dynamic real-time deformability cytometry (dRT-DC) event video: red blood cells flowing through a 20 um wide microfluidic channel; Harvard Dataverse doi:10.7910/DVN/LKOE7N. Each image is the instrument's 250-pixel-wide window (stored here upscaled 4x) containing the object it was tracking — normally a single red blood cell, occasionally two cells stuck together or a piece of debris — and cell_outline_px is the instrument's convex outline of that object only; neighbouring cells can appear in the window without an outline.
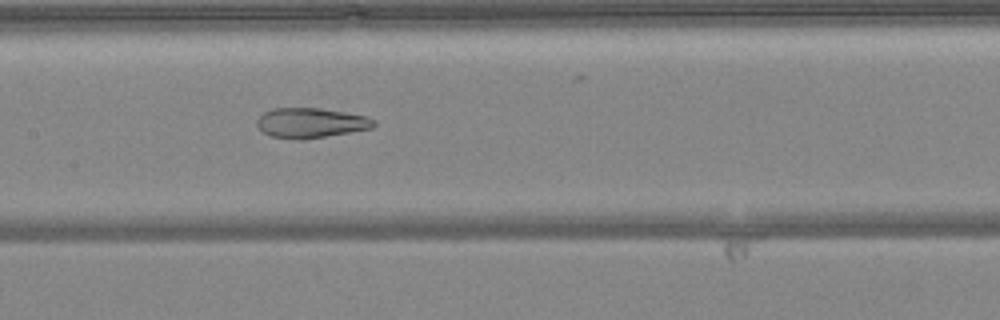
{"species": "common noctule bat (a hibernating species)", "species_latin": "Nyctalus noctula", "temperature_condition": "warm", "stored_images_in_passage": 49, "camera_frame_rate_fps": 3000, "um_per_image_px": 0.085, "animal": {"sex": "female", "body_mass_g": 24.6, "forearm_length_mm": 56.2}, "frame": {"image": 1, "passage_image": 24, "time_ms": 7.667, "image_size_px": [1000, 320], "cell_outline_px": [[376, 124], [372, 128], [300, 140], [272, 136], [264, 132], [256, 124], [256, 120], [264, 112], [272, 108], [320, 108], [368, 116], [376, 120]], "centroid_in_image_um": [26.42, 10.43], "position_along_channel_um": 181.0, "area_um2": 20.23}}
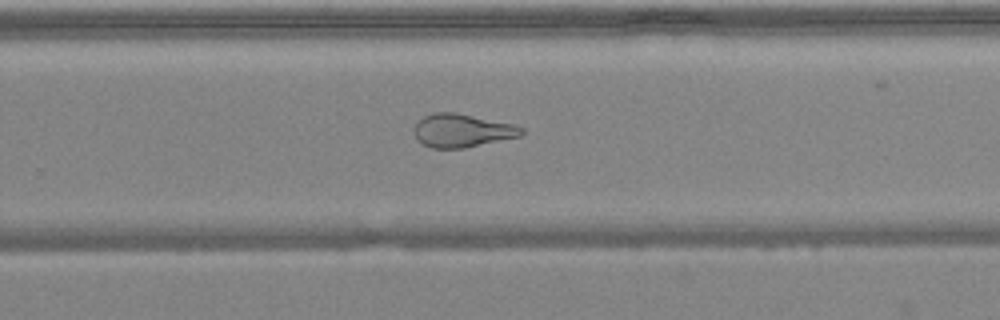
{"frame": {"image": 2, "passage_image": 32, "time_ms": 10.333, "image_size_px": [1000, 320], "cell_outline_px": [[524, 132], [520, 136], [464, 148], [432, 148], [416, 140], [416, 124], [424, 116], [432, 112], [452, 112], [516, 124], [524, 128]], "centroid_in_image_um": [39.31, 11.09], "position_along_channel_um": 290.5, "area_um2": 20.63}}
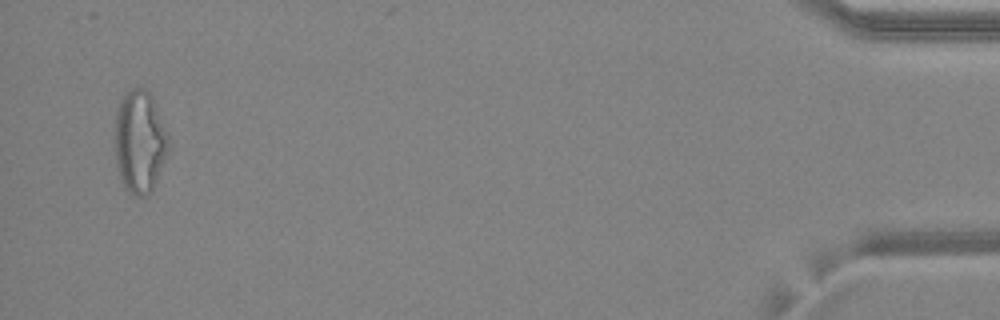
{"frame": {"image": 3, "passage_image": 48, "time_ms": 15.667, "image_size_px": [1000, 320], "cell_outline_px": [[168, 152], [156, 184], [152, 192], [148, 196], [136, 196], [128, 192], [124, 188], [120, 180], [116, 164], [116, 108], [124, 92], [128, 88], [148, 88], [152, 96], [168, 136]], "centroid_in_image_um": [11.87, 12.06], "position_along_channel_um": 423.3, "area_um2": 32.43}, "authors_computed_cell_mechanics": {"area_um2": 26.1834, "velocity_mm_per_s": 4.124, "shape_relaxation_time_tau1_ms": null, "shape_relaxation_time_tau2_ms": 1.7034, "deformation_change_tau1": null, "deformation_change_tau2": 0.108}}